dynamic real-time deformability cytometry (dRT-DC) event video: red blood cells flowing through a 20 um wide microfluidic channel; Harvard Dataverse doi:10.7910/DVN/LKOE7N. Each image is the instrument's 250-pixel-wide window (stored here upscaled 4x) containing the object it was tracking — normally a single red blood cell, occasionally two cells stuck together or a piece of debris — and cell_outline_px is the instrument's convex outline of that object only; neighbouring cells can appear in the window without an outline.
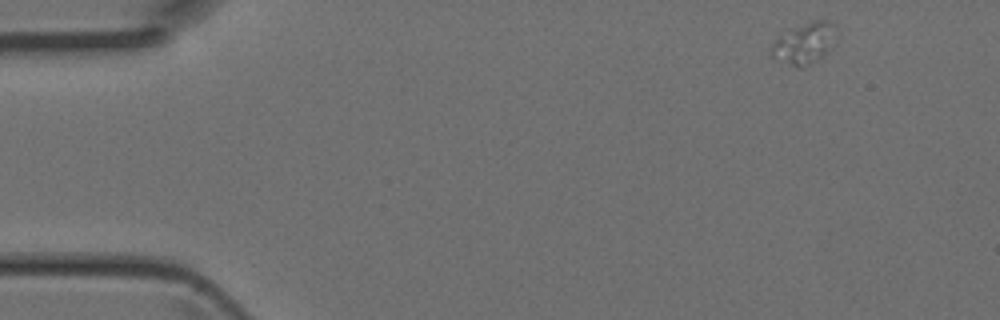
{"species": "Egyptian fruit bat (a non-hibernating species)", "species_latin": "Rousettus aegyptiacus", "temperature_condition": "room temperature", "stored_images_in_passage": 5, "camera_frame_rate_fps": 3000, "um_per_image_px": 0.085, "animal": {"sex": "female"}, "frame": {"image": 1, "passage_image": 1, "time_ms": 0.0, "image_size_px": [1000, 320], "cell_outline_px": [[836, 24], [828, 48], [820, 56], [804, 68], [800, 68], [768, 56], [768, 52], [776, 36], [812, 20], [828, 20]], "centroid_in_image_um": [68.25, 3.67], "position_along_channel_um": 16.7, "area_um2": 15.14}}